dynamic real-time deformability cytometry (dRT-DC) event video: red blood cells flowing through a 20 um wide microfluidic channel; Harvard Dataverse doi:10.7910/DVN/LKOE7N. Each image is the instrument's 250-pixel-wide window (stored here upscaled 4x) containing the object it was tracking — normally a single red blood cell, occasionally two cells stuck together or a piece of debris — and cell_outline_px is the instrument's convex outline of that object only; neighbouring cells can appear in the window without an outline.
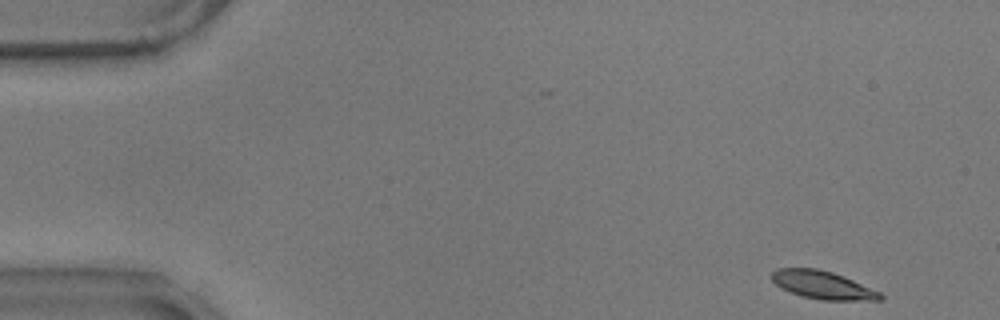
{"species": "common noctule bat (a hibernating species)", "species_latin": "Nyctalus noctula", "temperature_condition": "warm", "stored_images_in_passage": 55, "camera_frame_rate_fps": 3000, "um_per_image_px": 0.085, "animal": {"sex": "male", "body_mass_g": 17.9}, "frame": {"image": 1, "passage_image": 1, "time_ms": 0.0, "image_size_px": [1000, 320], "cell_outline_px": [[884, 300], [820, 300], [800, 296], [780, 288], [772, 280], [772, 272], [776, 268], [816, 268], [832, 272], [844, 276], [880, 292], [884, 296]], "centroid_in_image_um": [69.92, 24.23], "position_along_channel_um": 15.1, "area_um2": 17.8}}
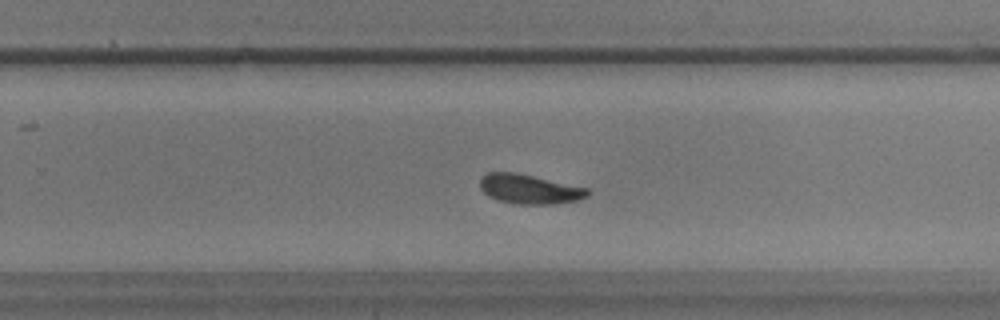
{"frame": {"image": 2, "passage_image": 34, "time_ms": 11.0, "image_size_px": [1000, 320], "cell_outline_px": [[588, 196], [580, 200], [556, 204], [512, 204], [496, 200], [488, 196], [480, 188], [480, 180], [488, 172], [512, 172], [532, 176], [588, 188]], "centroid_in_image_um": [44.99, 16.1], "position_along_channel_um": 284.8, "area_um2": 18.44}}
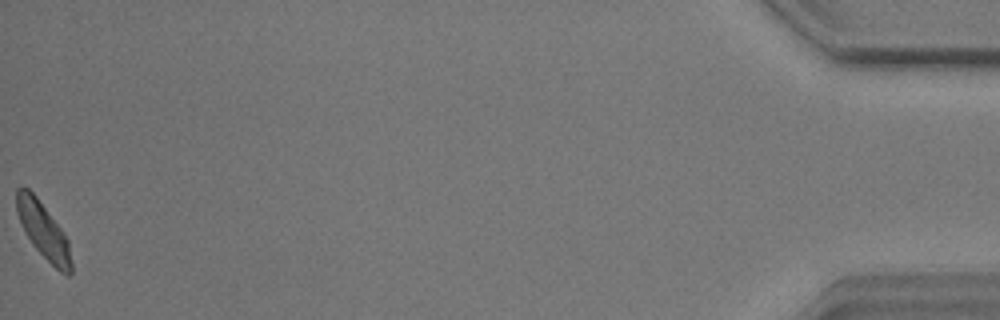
{"frame": {"image": 3, "passage_image": 55, "time_ms": 18.0, "image_size_px": [1000, 320], "cell_outline_px": [[72, 276], [68, 276], [60, 272], [32, 244], [16, 212], [16, 188], [20, 184], [28, 188], [36, 196], [60, 228], [68, 240], [72, 264]], "centroid_in_image_um": [3.68, 19.59], "position_along_channel_um": 431.5, "area_um2": 17.57}, "authors_computed_cell_mechanics": {"area_um2": 18.5538, "velocity_mm_per_s": 3.4747, "shape_relaxation_time_tau1_ms": 3.0077, "shape_relaxation_time_tau2_ms": null, "deformation_change_tau1": 0.1219, "deformation_change_tau2": null}}